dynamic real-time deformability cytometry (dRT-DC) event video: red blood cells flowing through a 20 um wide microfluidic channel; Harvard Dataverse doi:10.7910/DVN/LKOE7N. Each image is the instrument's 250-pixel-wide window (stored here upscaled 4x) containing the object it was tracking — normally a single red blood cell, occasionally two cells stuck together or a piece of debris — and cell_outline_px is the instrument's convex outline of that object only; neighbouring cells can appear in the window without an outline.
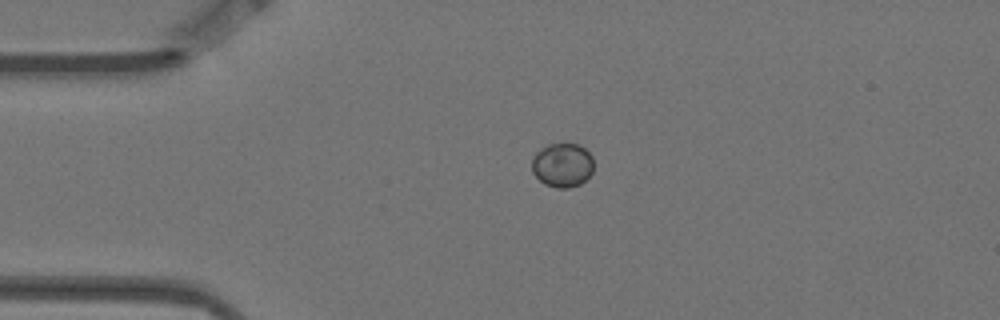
{"species": "Egyptian fruit bat (a non-hibernating species)", "species_latin": "Rousettus aegyptiacus", "temperature_condition": "warm", "stored_images_in_passage": 3, "camera_frame_rate_fps": 3000, "um_per_image_px": 0.085, "animal": {"sex": "female"}, "frame": {"image": 1, "passage_image": 2, "time_ms": 0.333, "image_size_px": [1000, 320], "cell_outline_px": [[592, 172], [580, 184], [568, 188], [556, 188], [544, 184], [532, 172], [532, 156], [540, 148], [548, 144], [564, 140], [576, 144], [584, 148], [592, 156]], "centroid_in_image_um": [47.77, 13.98], "position_along_channel_um": 37.2, "area_um2": 16.24}}